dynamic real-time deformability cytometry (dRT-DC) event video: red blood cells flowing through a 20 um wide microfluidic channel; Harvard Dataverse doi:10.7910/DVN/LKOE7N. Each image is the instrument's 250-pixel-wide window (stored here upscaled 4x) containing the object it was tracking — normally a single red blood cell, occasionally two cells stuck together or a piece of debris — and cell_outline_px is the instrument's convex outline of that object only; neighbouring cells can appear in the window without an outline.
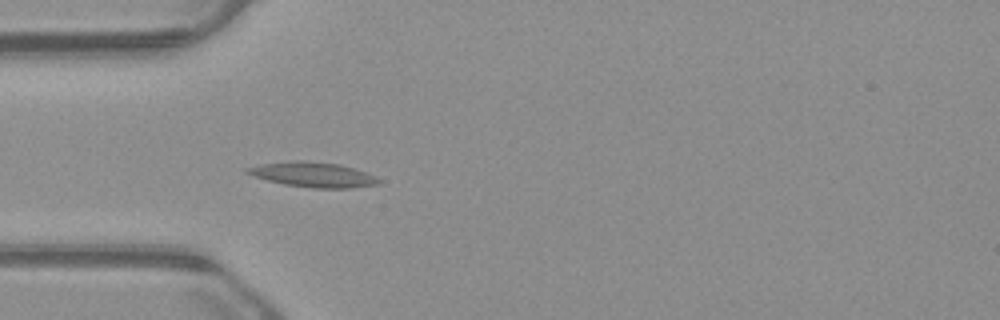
{"species": "common noctule bat (a hibernating species)", "species_latin": "Nyctalus noctula", "temperature_condition": "warm", "stored_images_in_passage": 31, "camera_frame_rate_fps": 3000, "um_per_image_px": 0.085, "animal": {"sex": "male", "body_mass_g": 23.1, "forearm_length_mm": 52.7}, "frame": {"image": 1, "passage_image": 4, "time_ms": 1.0, "image_size_px": [1000, 320], "cell_outline_px": [[380, 184], [352, 188], [312, 188], [284, 184], [268, 180], [244, 172], [244, 168], [260, 164], [296, 160], [304, 160], [340, 164], [376, 176], [380, 180]], "centroid_in_image_um": [26.61, 14.84], "position_along_channel_um": 58.4, "area_um2": 19.07}}
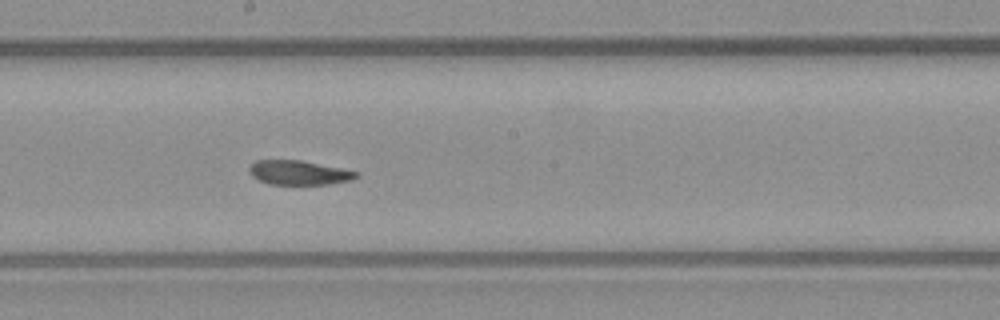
{"frame": {"image": 2, "passage_image": 17, "time_ms": 5.333, "image_size_px": [1000, 320], "cell_outline_px": [[360, 176], [352, 180], [328, 184], [268, 184], [252, 176], [248, 168], [256, 160], [300, 160], [360, 172]], "centroid_in_image_um": [25.43, 14.68], "position_along_channel_um": 222.8, "area_um2": 15.09}}
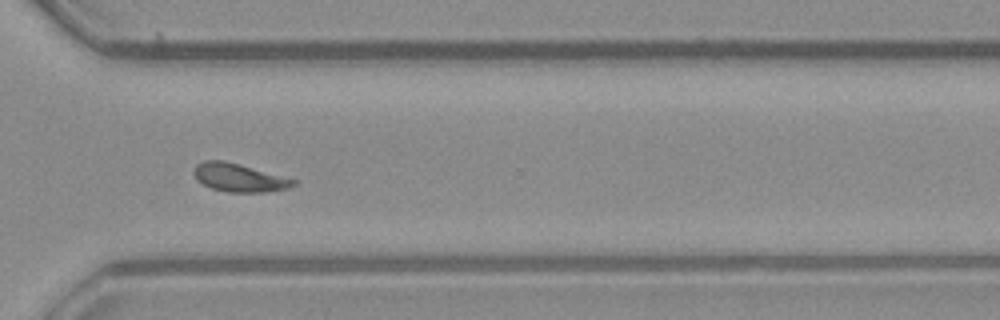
{"frame": {"image": 3, "passage_image": 27, "time_ms": 8.667, "image_size_px": [1000, 320], "cell_outline_px": [[296, 184], [288, 188], [268, 192], [228, 192], [212, 188], [196, 180], [192, 172], [192, 168], [196, 164], [204, 160], [224, 160], [296, 180]], "centroid_in_image_um": [20.26, 15.1], "position_along_channel_um": 350.3, "area_um2": 16.3}, "authors_computed_cell_mechanics": {"area_um2": 16.8198, "velocity_mm_per_s": 3.8255, "shape_relaxation_time_tau1_ms": null, "shape_relaxation_time_tau2_ms": 2.1589, "deformation_change_tau1": null, "deformation_change_tau2": 0.0711}}